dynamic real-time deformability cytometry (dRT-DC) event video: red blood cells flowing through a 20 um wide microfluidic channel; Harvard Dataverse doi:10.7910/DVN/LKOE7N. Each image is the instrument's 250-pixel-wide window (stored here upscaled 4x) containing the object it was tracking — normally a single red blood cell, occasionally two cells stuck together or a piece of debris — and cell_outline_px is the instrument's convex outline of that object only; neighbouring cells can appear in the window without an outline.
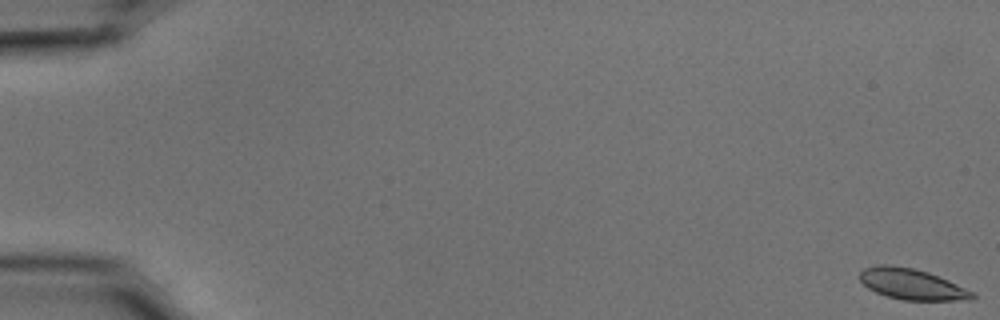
{"species": "common noctule bat (a hibernating species)", "species_latin": "Nyctalus noctula", "temperature_condition": "cold", "stored_images_in_passage": 55, "camera_frame_rate_fps": 3000, "um_per_image_px": 0.085, "animal": {"sex": "male", "body_mass_g": 15.6}, "frame": {"image": 1, "passage_image": 1, "time_ms": 0.0, "image_size_px": [1000, 320], "cell_outline_px": [[976, 296], [972, 300], [904, 300], [888, 296], [876, 292], [868, 288], [860, 280], [860, 272], [864, 268], [876, 264], [892, 264], [912, 268], [928, 272], [948, 280], [976, 292]], "centroid_in_image_um": [77.53, 24.14], "position_along_channel_um": 7.5, "area_um2": 20.35}}
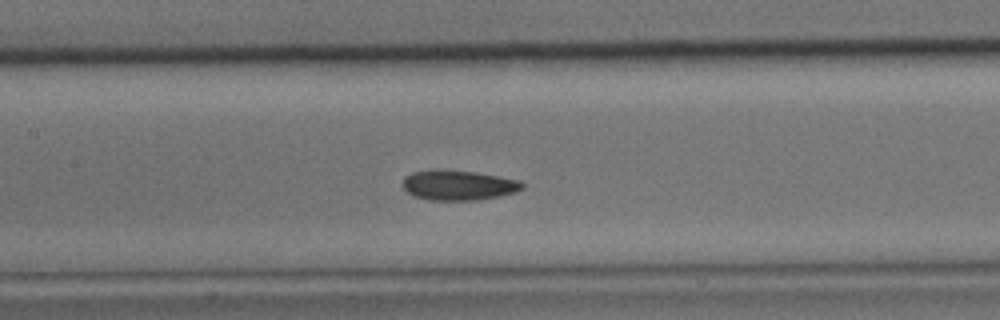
{"frame": {"image": 2, "passage_image": 27, "time_ms": 8.667, "image_size_px": [1000, 320], "cell_outline_px": [[524, 188], [516, 192], [500, 196], [476, 200], [428, 200], [412, 196], [404, 188], [404, 176], [412, 172], [432, 168], [440, 168], [472, 172], [520, 180], [524, 184]], "centroid_in_image_um": [38.93, 15.73], "position_along_channel_um": 168.5, "area_um2": 21.15}}
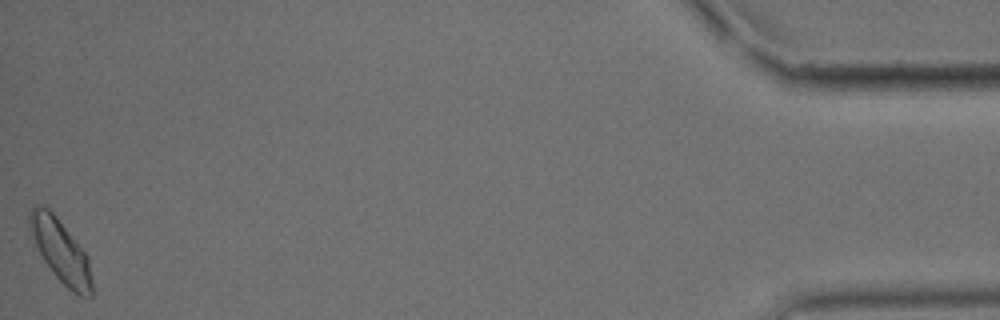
{"frame": {"image": 3, "passage_image": 55, "time_ms": 18.0, "image_size_px": [1000, 320], "cell_outline_px": [[92, 296], [80, 296], [72, 292], [52, 272], [44, 260], [32, 236], [28, 224], [28, 212], [32, 204], [40, 204], [48, 208], [56, 216], [88, 256], [92, 280]], "centroid_in_image_um": [5.14, 21.3], "position_along_channel_um": 430.1, "area_um2": 22.66}, "authors_computed_cell_mechanics": {"area_um2": 20.808, "velocity_mm_per_s": 3.7317, "shape_relaxation_time_tau1_ms": 3.4737, "shape_relaxation_time_tau2_ms": 4.2351, "deformation_change_tau1": 0.0798, "deformation_change_tau2": 0.067}}